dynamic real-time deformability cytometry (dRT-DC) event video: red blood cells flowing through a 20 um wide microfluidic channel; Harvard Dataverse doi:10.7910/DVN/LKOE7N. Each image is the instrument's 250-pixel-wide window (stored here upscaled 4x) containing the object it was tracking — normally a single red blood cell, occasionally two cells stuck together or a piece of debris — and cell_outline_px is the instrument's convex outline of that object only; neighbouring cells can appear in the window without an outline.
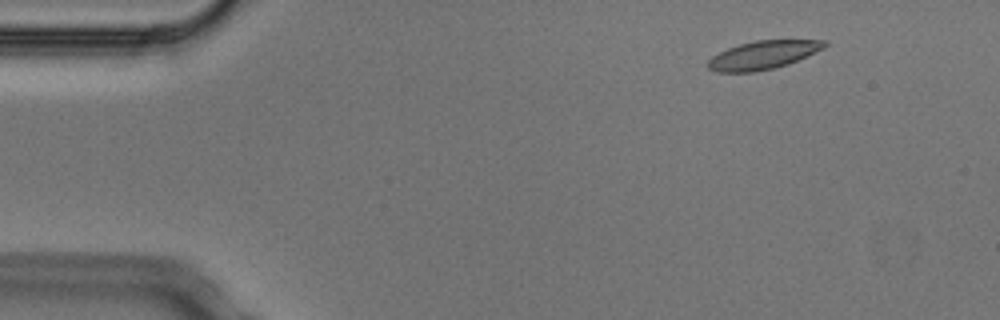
{"species": "Egyptian fruit bat (a non-hibernating species)", "species_latin": "Rousettus aegyptiacus", "temperature_condition": "cold", "stored_images_in_passage": 5, "segment_of_instrument_passage": [1, 2], "camera_frame_rate_fps": 3000, "um_per_image_px": 0.085, "animal": {"sex": "male"}, "frame": {"image": 1, "passage_image": 2, "time_ms": 0.333, "image_size_px": [1000, 320], "cell_outline_px": [[828, 44], [824, 48], [788, 64], [776, 68], [756, 72], [716, 72], [708, 68], [708, 60], [712, 56], [728, 48], [740, 44], [756, 40], [828, 40]], "centroid_in_image_um": [64.86, 4.68], "position_along_channel_um": 20.1, "area_um2": 19.25}}